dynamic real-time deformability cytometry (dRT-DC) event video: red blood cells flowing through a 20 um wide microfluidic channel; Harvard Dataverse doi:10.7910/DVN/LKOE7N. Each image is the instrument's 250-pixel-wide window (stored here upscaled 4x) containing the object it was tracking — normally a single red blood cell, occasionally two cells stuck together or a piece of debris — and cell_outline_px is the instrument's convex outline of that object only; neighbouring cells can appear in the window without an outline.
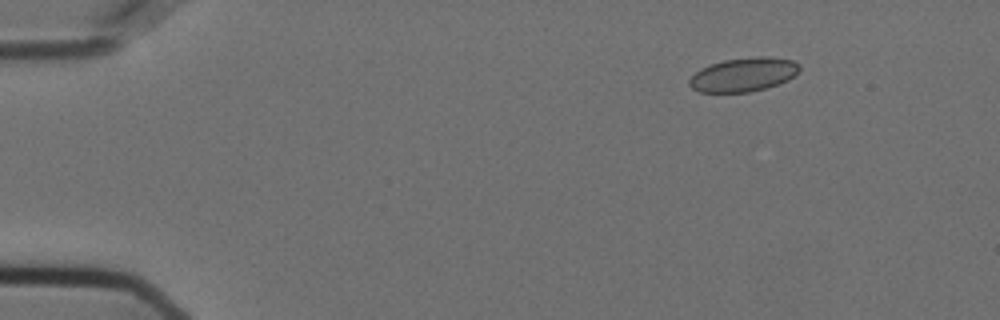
{"species": "Egyptian fruit bat (a non-hibernating species)", "species_latin": "Rousettus aegyptiacus", "temperature_condition": "cold", "stored_images_in_passage": 50, "camera_frame_rate_fps": 3000, "um_per_image_px": 0.085, "animal": {"sex": "female"}, "frame": {"image": 1, "passage_image": 1, "time_ms": 0.0, "image_size_px": [1000, 320], "cell_outline_px": [[800, 72], [788, 80], [764, 88], [748, 92], [700, 92], [692, 88], [688, 84], [688, 80], [700, 68], [724, 60], [760, 56], [768, 56], [792, 60], [800, 64]], "centroid_in_image_um": [63.21, 6.33], "position_along_channel_um": 21.8, "area_um2": 21.68}}
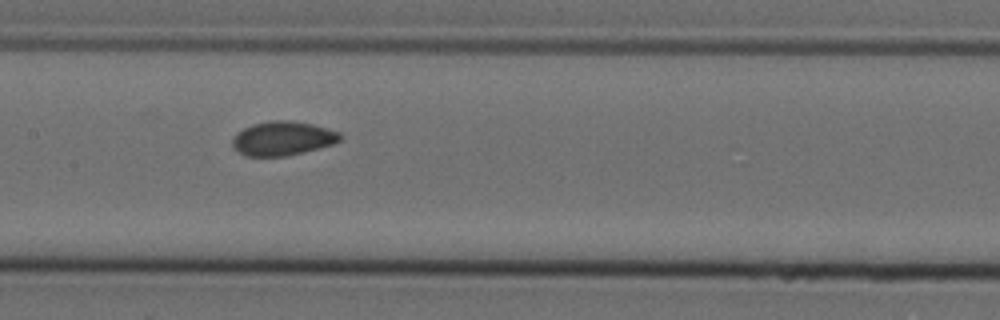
{"frame": {"image": 2, "passage_image": 22, "time_ms": 7.0, "image_size_px": [1000, 320], "cell_outline_px": [[344, 136], [340, 140], [332, 144], [304, 152], [288, 156], [244, 156], [236, 152], [232, 148], [232, 140], [236, 132], [252, 124], [268, 120], [288, 120], [312, 124], [340, 132]], "centroid_in_image_um": [23.99, 11.77], "position_along_channel_um": 183.4, "area_um2": 21.68}}
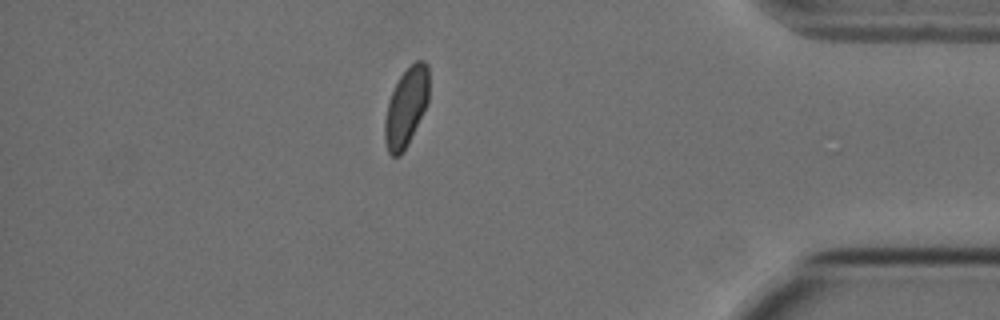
{"frame": {"image": 3, "passage_image": 43, "time_ms": 14.0, "image_size_px": [1000, 320], "cell_outline_px": [[428, 100], [408, 144], [400, 156], [392, 156], [388, 152], [384, 140], [384, 120], [388, 100], [400, 76], [416, 60], [424, 60], [428, 64]], "centroid_in_image_um": [34.5, 9.11], "position_along_channel_um": 400.7, "area_um2": 20.06}, "authors_computed_cell_mechanics": {"area_um2": 21.1837, "velocity_mm_per_s": 3.5982, "shape_relaxation_time_tau1_ms": 9.0092, "shape_relaxation_time_tau2_ms": null, "deformation_change_tau1": 0.1011, "deformation_change_tau2": null}}